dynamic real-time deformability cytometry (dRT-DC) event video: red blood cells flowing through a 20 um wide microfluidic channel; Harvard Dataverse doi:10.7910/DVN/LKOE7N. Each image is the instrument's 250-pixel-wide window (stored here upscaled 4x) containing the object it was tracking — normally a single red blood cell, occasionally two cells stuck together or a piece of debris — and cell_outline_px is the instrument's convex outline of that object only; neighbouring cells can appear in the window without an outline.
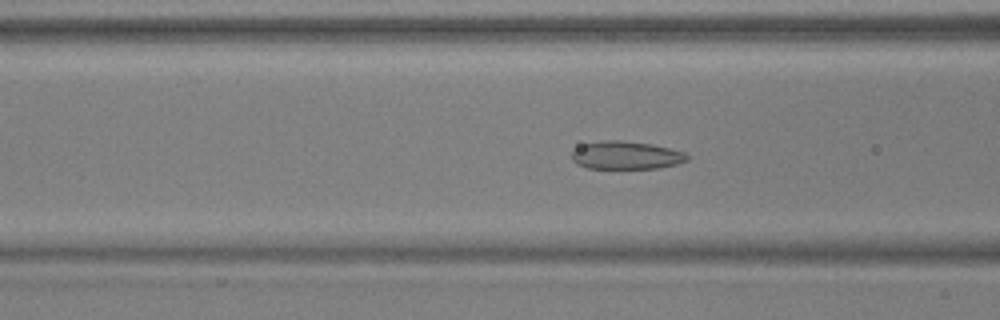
{"species": "common noctule bat (a hibernating species)", "species_latin": "Nyctalus noctula", "temperature_condition": "warm", "stored_images_in_passage": 48, "camera_frame_rate_fps": 3000, "um_per_image_px": 0.085, "animal": {"sex": "male", "body_mass_g": 17.9, "forearm_length_mm": 54.2}, "frame": {"image": 1, "passage_image": 16, "time_ms": 5.0, "image_size_px": [1000, 320], "cell_outline_px": [[688, 160], [676, 164], [660, 168], [588, 168], [576, 164], [572, 160], [572, 152], [580, 144], [604, 140], [620, 140], [652, 144], [684, 152], [688, 156]], "centroid_in_image_um": [53.18, 13.19], "position_along_channel_um": 113.4, "area_um2": 18.84}}
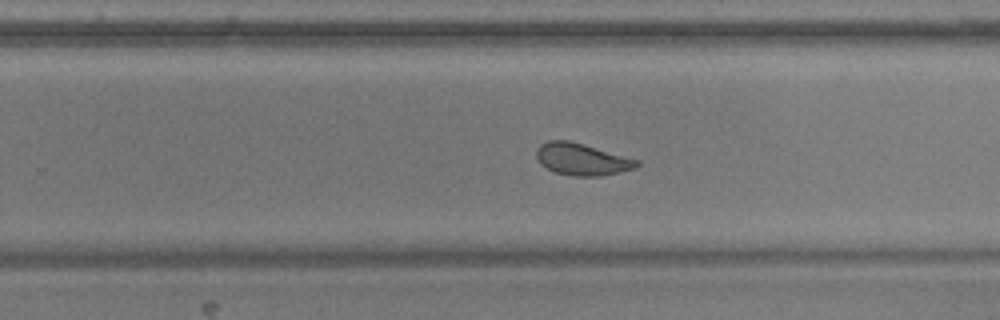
{"frame": {"image": 2, "passage_image": 29, "time_ms": 9.333, "image_size_px": [1000, 320], "cell_outline_px": [[640, 164], [632, 168], [620, 172], [600, 176], [572, 176], [556, 172], [540, 164], [536, 156], [536, 148], [540, 144], [548, 140], [568, 140], [584, 144], [640, 160]], "centroid_in_image_um": [49.44, 13.53], "position_along_channel_um": 280.4, "area_um2": 18.67}}
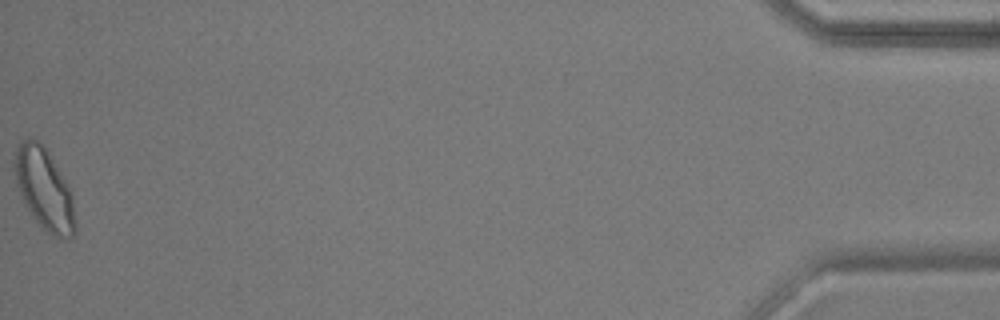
{"frame": {"image": 3, "passage_image": 48, "time_ms": 15.667, "image_size_px": [1000, 320], "cell_outline_px": [[76, 232], [72, 236], [60, 240], [52, 236], [36, 220], [28, 208], [16, 184], [12, 168], [12, 164], [16, 148], [20, 140], [28, 136], [36, 140], [44, 148], [72, 192], [76, 224]], "centroid_in_image_um": [3.74, 16.08], "position_along_channel_um": 431.5, "area_um2": 28.61}, "authors_computed_cell_mechanics": {"area_um2": 20.4612, "velocity_mm_per_s": 3.8633, "shape_relaxation_time_tau1_ms": 4.4849, "shape_relaxation_time_tau2_ms": 1.7752, "deformation_change_tau1": 0.1208, "deformation_change_tau2": 0.0617}}